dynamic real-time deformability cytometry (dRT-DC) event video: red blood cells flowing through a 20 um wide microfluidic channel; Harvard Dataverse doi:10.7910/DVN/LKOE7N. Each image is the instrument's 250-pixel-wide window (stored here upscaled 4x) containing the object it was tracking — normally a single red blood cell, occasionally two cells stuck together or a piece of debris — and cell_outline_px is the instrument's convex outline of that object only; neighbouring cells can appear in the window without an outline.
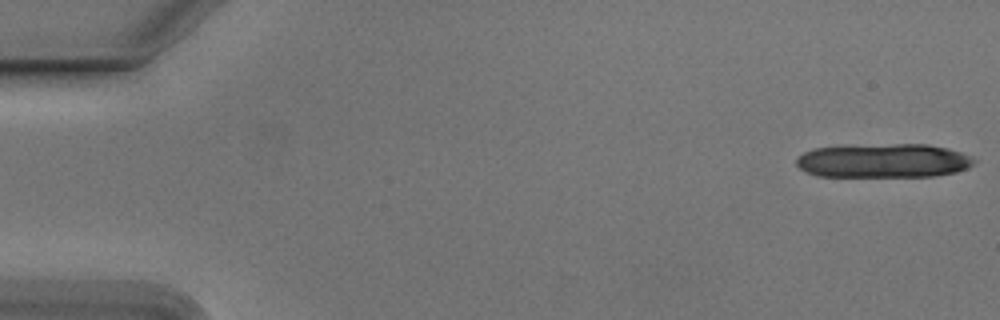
{"species": "Egyptian fruit bat (a non-hibernating species)", "species_latin": "Rousettus aegyptiacus", "temperature_condition": "cold", "stored_images_in_passage": 18, "camera_frame_rate_fps": 3000, "um_per_image_px": 0.085, "animal": {"sex": "male"}, "frame": {"image": 1, "passage_image": 1, "time_ms": 0.0, "image_size_px": [1000, 320], "cell_outline_px": [[976, 160], [968, 168], [956, 172], [936, 176], [816, 176], [804, 172], [796, 164], [796, 156], [804, 152], [816, 148], [892, 144], [928, 144], [948, 148], [972, 156]], "centroid_in_image_um": [75.11, 13.67], "position_along_channel_um": 9.9, "area_um2": 35.2}}